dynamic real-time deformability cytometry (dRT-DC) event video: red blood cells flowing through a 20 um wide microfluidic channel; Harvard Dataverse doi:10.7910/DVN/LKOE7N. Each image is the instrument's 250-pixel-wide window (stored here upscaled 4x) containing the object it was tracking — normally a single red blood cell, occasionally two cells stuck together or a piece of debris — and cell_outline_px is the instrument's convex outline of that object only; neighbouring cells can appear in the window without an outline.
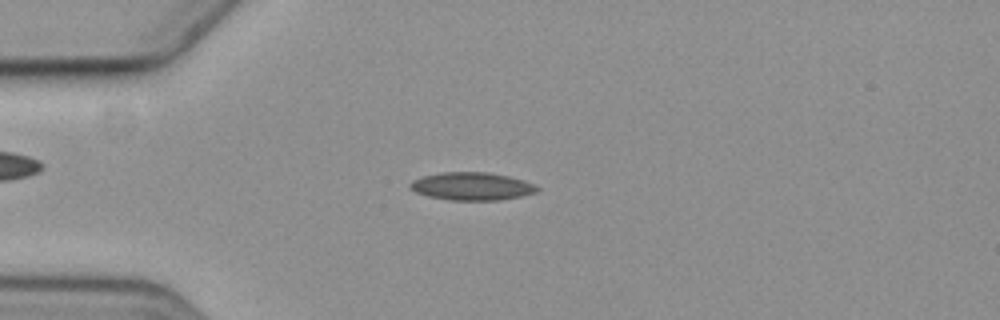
{"species": "common noctule bat (a hibernating species)", "species_latin": "Nyctalus noctula", "temperature_condition": "cold", "stored_images_in_passage": 58, "camera_frame_rate_fps": 3000, "um_per_image_px": 0.085, "animal": {"sex": "female", "body_mass_g": 19.3, "forearm_length_mm": 54.1}, "frame": {"image": 1, "passage_image": 15, "time_ms": 4.667, "image_size_px": [1000, 320], "cell_outline_px": [[540, 188], [536, 192], [520, 196], [500, 200], [452, 200], [428, 196], [416, 192], [408, 188], [408, 184], [412, 180], [424, 176], [440, 172], [488, 172], [508, 176], [524, 180], [536, 184]], "centroid_in_image_um": [40.1, 15.83], "position_along_channel_um": 44.9, "area_um2": 20.69}}
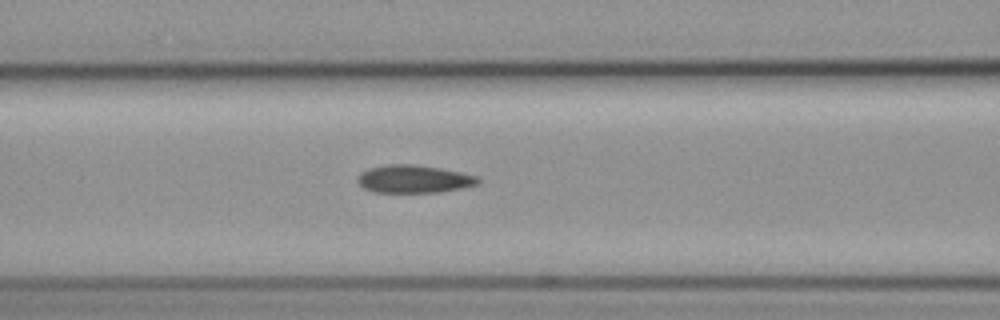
{"frame": {"image": 2, "passage_image": 24, "time_ms": 7.667, "image_size_px": [1000, 320], "cell_outline_px": [[480, 184], [440, 192], [376, 192], [364, 188], [356, 180], [356, 176], [360, 172], [368, 168], [388, 164], [416, 164], [440, 168], [460, 172], [476, 176], [480, 180]], "centroid_in_image_um": [35.15, 15.2], "position_along_channel_um": 131.5, "area_um2": 19.59}}
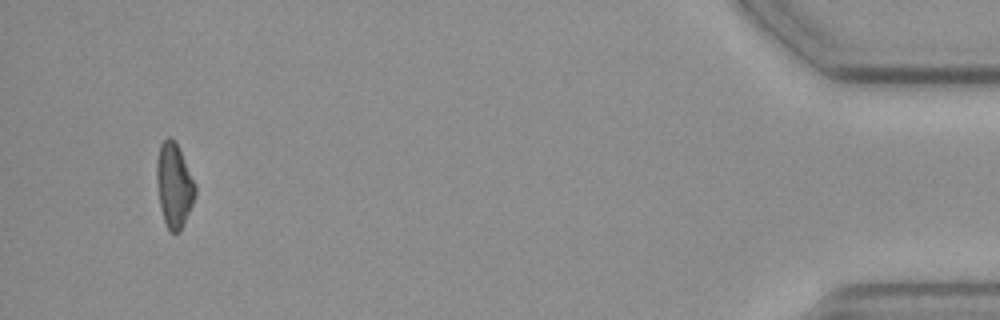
{"frame": {"image": 3, "passage_image": 55, "time_ms": 18.0, "image_size_px": [1000, 320], "cell_outline_px": [[196, 196], [184, 224], [180, 232], [168, 232], [160, 208], [156, 184], [156, 160], [160, 144], [168, 136], [176, 144], [196, 184]], "centroid_in_image_um": [14.78, 15.8], "position_along_channel_um": 420.4, "area_um2": 19.02}}